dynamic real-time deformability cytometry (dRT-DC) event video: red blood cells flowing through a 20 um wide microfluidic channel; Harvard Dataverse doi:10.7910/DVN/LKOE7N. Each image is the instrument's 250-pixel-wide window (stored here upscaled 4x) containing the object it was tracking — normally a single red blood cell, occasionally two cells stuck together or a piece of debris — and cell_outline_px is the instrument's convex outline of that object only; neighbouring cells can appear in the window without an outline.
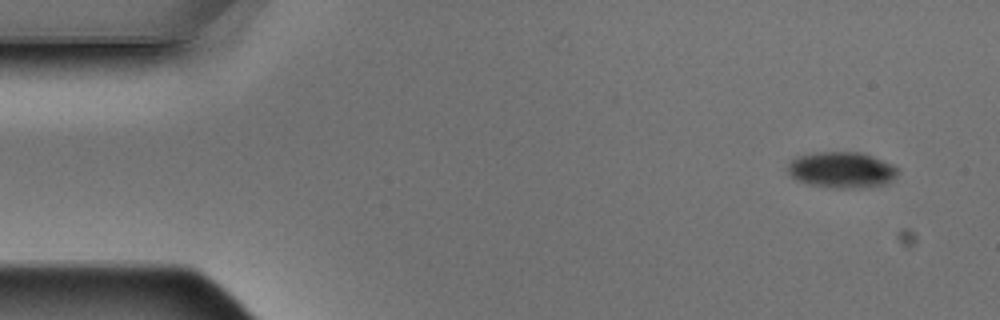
{"species": "Egyptian fruit bat (a non-hibernating species)", "species_latin": "Rousettus aegyptiacus", "temperature_condition": "warm", "stored_images_in_passage": 8, "camera_frame_rate_fps": 3000, "um_per_image_px": 0.085, "animal": {"sex": "male"}, "frame": {"image": 1, "passage_image": 1, "time_ms": 0.0, "image_size_px": [1000, 320], "cell_outline_px": [[900, 168], [896, 176], [892, 180], [884, 184], [860, 188], [836, 188], [808, 184], [796, 180], [788, 172], [788, 164], [796, 156], [816, 152], [860, 152], [872, 156], [892, 164]], "centroid_in_image_um": [71.55, 14.44], "position_along_channel_um": 13.5, "area_um2": 23.18}}
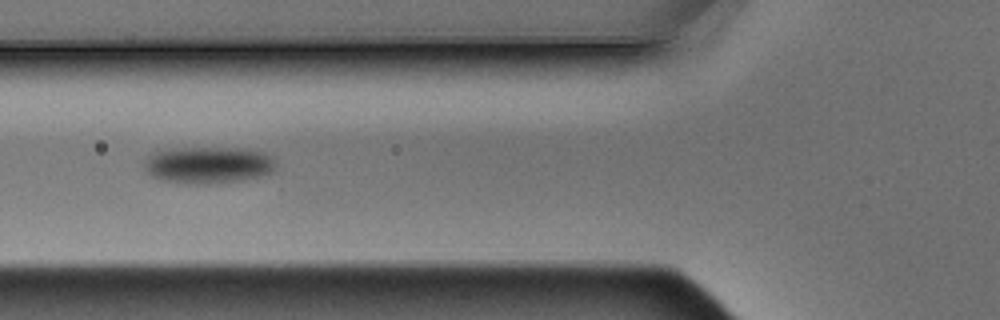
{"frame": {"image": 2, "passage_image": 5, "time_ms": 1.333, "image_size_px": [1000, 320], "cell_outline_px": [[276, 172], [264, 176], [244, 180], [216, 184], [188, 184], [164, 180], [152, 176], [144, 168], [144, 160], [152, 152], [168, 148], [256, 148], [276, 156]], "centroid_in_image_um": [17.82, 14.01], "position_along_channel_um": 108.0, "area_um2": 29.36}}
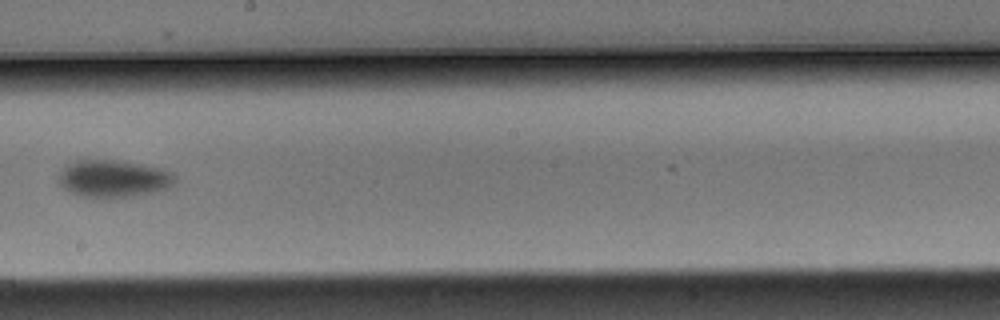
{"frame": {"image": 3, "passage_image": 8, "time_ms": 2.333, "image_size_px": [1000, 320], "cell_outline_px": [[176, 184], [160, 192], [132, 196], [84, 196], [72, 192], [64, 188], [56, 180], [60, 172], [68, 164], [76, 160], [112, 160], [140, 164], [164, 168], [172, 172], [176, 176]], "centroid_in_image_um": [9.72, 15.17], "position_along_channel_um": 238.5, "area_um2": 25.2}}